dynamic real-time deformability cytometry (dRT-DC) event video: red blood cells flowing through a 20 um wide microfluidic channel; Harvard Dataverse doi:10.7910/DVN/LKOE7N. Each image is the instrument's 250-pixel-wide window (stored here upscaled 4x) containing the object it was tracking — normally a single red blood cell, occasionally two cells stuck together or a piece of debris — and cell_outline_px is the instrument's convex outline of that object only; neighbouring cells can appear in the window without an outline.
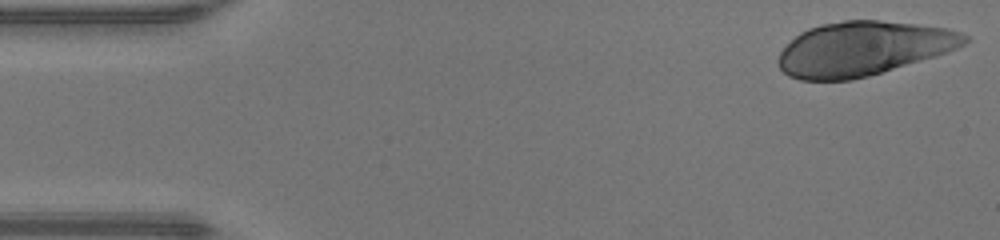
{"species": "human", "species_latin": "Homo sapiens", "temperature_condition": "warm", "stored_images_in_passage": 45, "camera_frame_rate_fps": 3000, "um_per_image_px": 0.085, "donor": {"sex": "male"}, "frame": {"image": 1, "passage_image": 1, "time_ms": 0.0, "image_size_px": [1000, 240], "cell_outline_px": [[972, 40], [948, 52], [936, 56], [868, 76], [852, 80], [800, 80], [788, 76], [780, 68], [776, 60], [780, 52], [800, 32], [808, 28], [820, 24], [844, 20], [880, 20], [916, 24], [948, 28], [960, 32], [968, 36]], "centroid_in_image_um": [73.36, 4.13], "position_along_channel_um": 11.6, "area_um2": 58.84}}
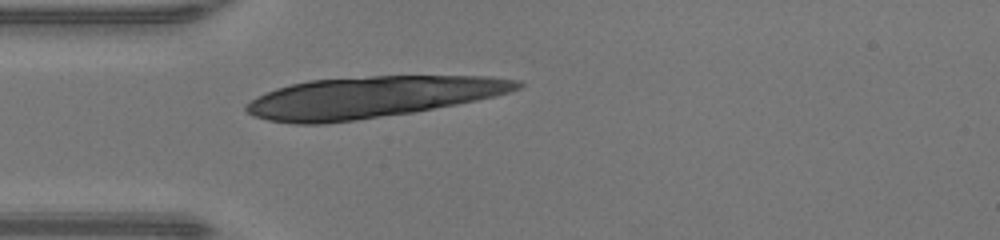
{"frame": {"image": 2, "passage_image": 12, "time_ms": 3.667, "image_size_px": [1000, 240], "cell_outline_px": [[524, 84], [520, 88], [496, 96], [456, 104], [412, 112], [356, 120], [324, 124], [296, 124], [268, 120], [252, 116], [244, 108], [256, 96], [276, 88], [308, 80], [368, 76], [492, 76], [520, 80]], "centroid_in_image_um": [31.6, 8.25], "position_along_channel_um": 53.4, "area_um2": 65.08}}